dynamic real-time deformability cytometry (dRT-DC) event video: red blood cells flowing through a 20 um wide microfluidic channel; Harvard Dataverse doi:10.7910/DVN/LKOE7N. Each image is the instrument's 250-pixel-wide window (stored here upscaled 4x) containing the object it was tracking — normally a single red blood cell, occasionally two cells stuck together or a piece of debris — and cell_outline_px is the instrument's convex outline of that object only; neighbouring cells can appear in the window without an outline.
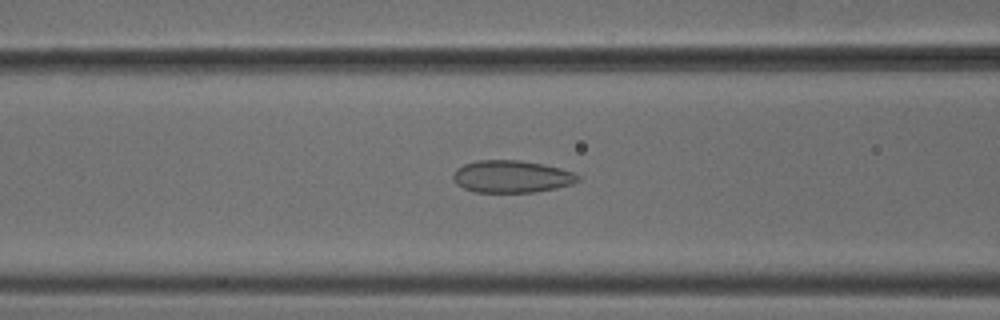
{"species": "common noctule bat (a hibernating species)", "species_latin": "Nyctalus noctula", "temperature_condition": "cold", "stored_images_in_passage": 49, "camera_frame_rate_fps": 3000, "um_per_image_px": 0.085, "animal": {"sex": "male", "body_mass_g": 18.8}, "frame": {"image": 1, "passage_image": 18, "time_ms": 5.667, "image_size_px": [1000, 320], "cell_outline_px": [[580, 180], [572, 184], [556, 188], [536, 192], [476, 192], [464, 188], [456, 184], [452, 176], [452, 172], [456, 168], [464, 164], [476, 160], [520, 160], [544, 164], [576, 172], [580, 176]], "centroid_in_image_um": [43.5, 15.0], "position_along_channel_um": 123.1, "area_um2": 23.76}}
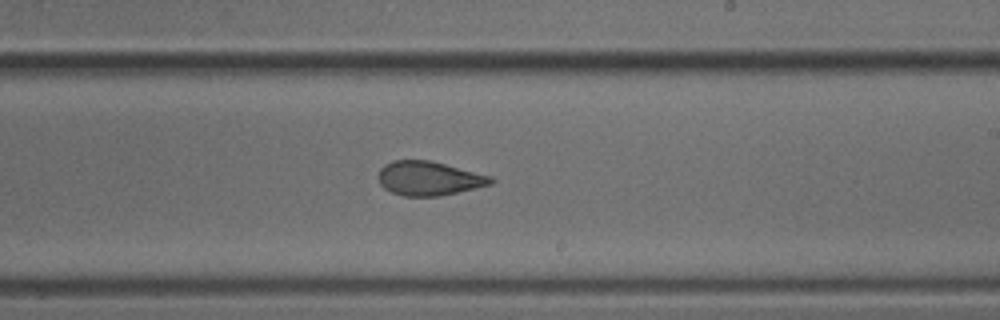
{"frame": {"image": 2, "passage_image": 28, "time_ms": 9.0, "image_size_px": [1000, 320], "cell_outline_px": [[496, 180], [492, 184], [440, 196], [404, 196], [392, 192], [384, 188], [380, 184], [380, 168], [384, 164], [392, 160], [428, 160], [492, 176]], "centroid_in_image_um": [36.47, 15.16], "position_along_channel_um": 252.5, "area_um2": 22.2}}
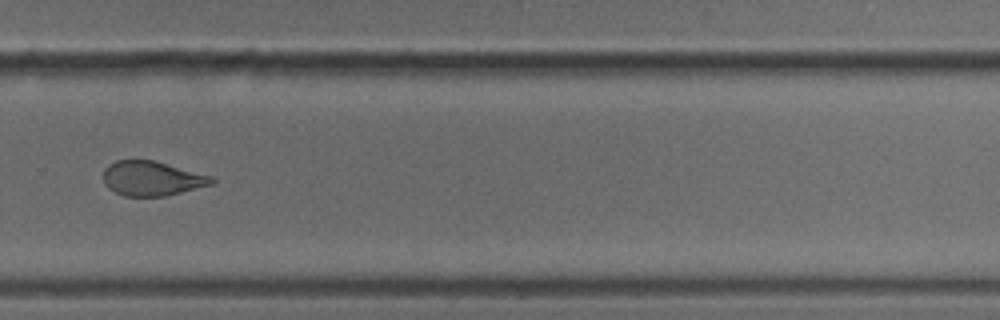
{"frame": {"image": 3, "passage_image": 33, "time_ms": 10.667, "image_size_px": [1000, 320], "cell_outline_px": [[216, 184], [164, 196], [124, 196], [108, 188], [104, 184], [104, 168], [108, 164], [116, 160], [152, 160], [212, 176], [216, 180]], "centroid_in_image_um": [12.92, 15.17], "position_along_channel_um": 316.9, "area_um2": 21.85}, "authors_computed_cell_mechanics": {"area_um2": 23.8136, "velocity_mm_per_s": 3.885, "shape_relaxation_time_tau1_ms": null, "shape_relaxation_time_tau2_ms": 1.7343, "deformation_change_tau1": null, "deformation_change_tau2": 0.0713}}